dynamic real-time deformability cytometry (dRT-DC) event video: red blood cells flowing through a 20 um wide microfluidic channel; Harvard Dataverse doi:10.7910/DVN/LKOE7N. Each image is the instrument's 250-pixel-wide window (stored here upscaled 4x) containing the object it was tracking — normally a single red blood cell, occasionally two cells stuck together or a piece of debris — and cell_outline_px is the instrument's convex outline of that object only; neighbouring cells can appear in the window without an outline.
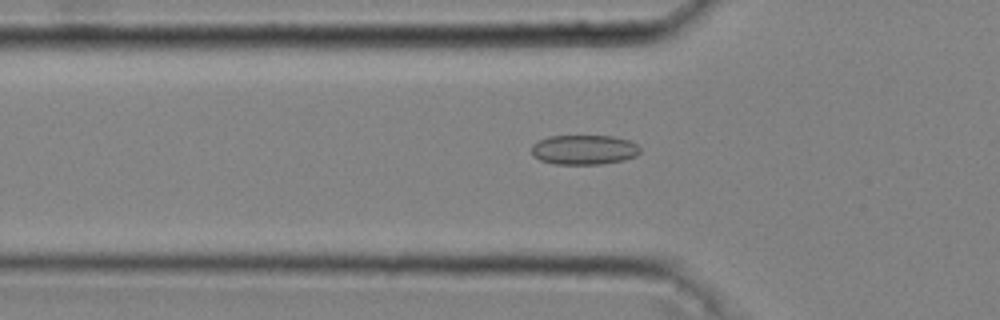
{"species": "common noctule bat (a hibernating species)", "species_latin": "Nyctalus noctula", "temperature_condition": "cold", "stored_images_in_passage": 32, "camera_frame_rate_fps": 3000, "um_per_image_px": 0.085, "animal": {"sex": "male", "body_mass_g": 20.4}, "frame": {"image": 1, "passage_image": 3, "time_ms": 0.667, "image_size_px": [1000, 320], "cell_outline_px": [[640, 152], [636, 156], [624, 160], [600, 164], [552, 164], [540, 160], [532, 156], [532, 144], [536, 140], [548, 136], [612, 136], [628, 140], [636, 144], [640, 148]], "centroid_in_image_um": [49.6, 12.73], "position_along_channel_um": 76.2, "area_um2": 18.96}}
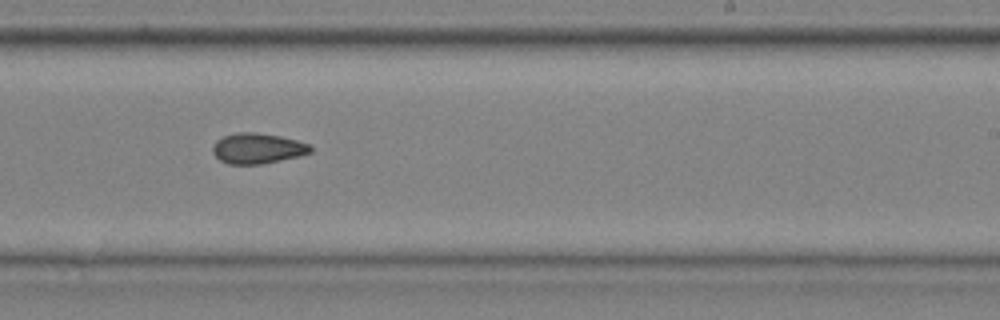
{"frame": {"image": 2, "passage_image": 17, "time_ms": 5.333, "image_size_px": [1000, 320], "cell_outline_px": [[312, 152], [300, 156], [260, 164], [228, 164], [220, 160], [212, 152], [212, 144], [216, 140], [224, 136], [236, 132], [256, 132], [280, 136], [296, 140], [308, 144], [312, 148]], "centroid_in_image_um": [21.86, 12.61], "position_along_channel_um": 267.1, "area_um2": 17.4}}
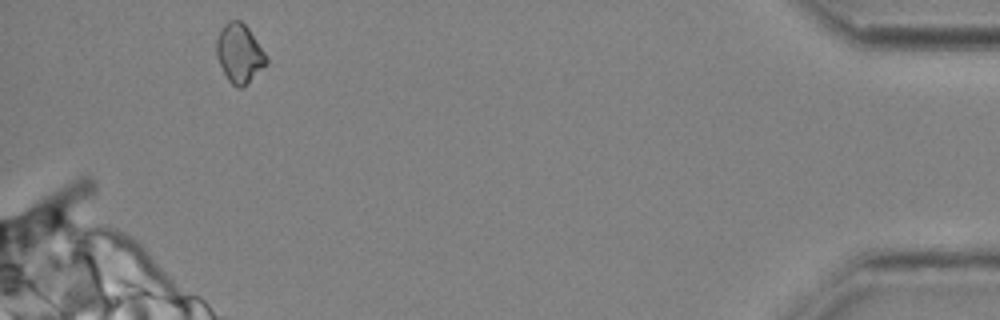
{"frame": {"image": 3, "passage_image": 32, "time_ms": 10.333, "image_size_px": [1000, 320], "cell_outline_px": [[268, 64], [240, 88], [236, 88], [228, 80], [216, 56], [216, 40], [224, 24], [228, 20], [240, 20], [248, 28], [268, 56]], "centroid_in_image_um": [20.36, 4.52], "position_along_channel_um": 414.8, "area_um2": 16.99}}